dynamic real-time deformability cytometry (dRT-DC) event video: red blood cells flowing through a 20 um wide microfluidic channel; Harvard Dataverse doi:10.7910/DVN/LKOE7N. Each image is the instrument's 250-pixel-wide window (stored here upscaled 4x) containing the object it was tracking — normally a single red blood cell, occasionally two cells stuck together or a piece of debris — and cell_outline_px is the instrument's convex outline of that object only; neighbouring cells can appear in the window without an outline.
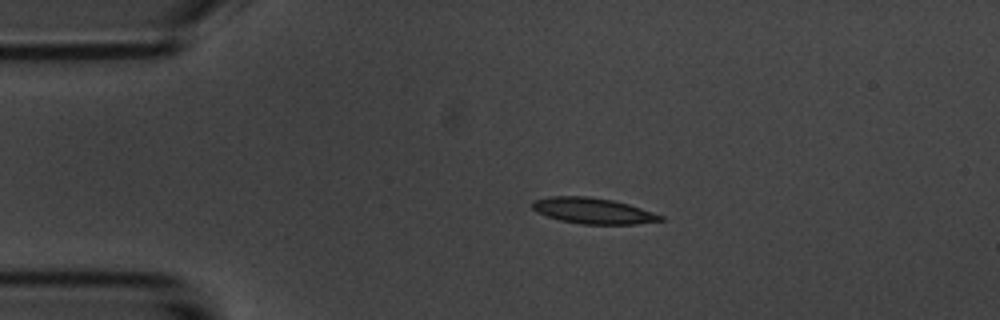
{"species": "common noctule bat (a hibernating species)", "species_latin": "Nyctalus noctula", "temperature_condition": "room temperature", "stored_images_in_passage": 3, "camera_frame_rate_fps": 3000, "um_per_image_px": 0.085, "animal": {"sex": "male", "body_mass_g": 20.1, "forearm_length_mm": 53.5}, "frame": {"image": 1, "passage_image": 2, "time_ms": 1.333, "image_size_px": [1000, 320], "cell_outline_px": [[668, 220], [636, 224], [584, 224], [560, 220], [536, 212], [532, 208], [532, 204], [536, 200], [548, 196], [588, 196], [612, 200], [628, 204], [664, 216]], "centroid_in_image_um": [50.44, 17.92], "position_along_channel_um": 34.6, "area_um2": 19.25}}